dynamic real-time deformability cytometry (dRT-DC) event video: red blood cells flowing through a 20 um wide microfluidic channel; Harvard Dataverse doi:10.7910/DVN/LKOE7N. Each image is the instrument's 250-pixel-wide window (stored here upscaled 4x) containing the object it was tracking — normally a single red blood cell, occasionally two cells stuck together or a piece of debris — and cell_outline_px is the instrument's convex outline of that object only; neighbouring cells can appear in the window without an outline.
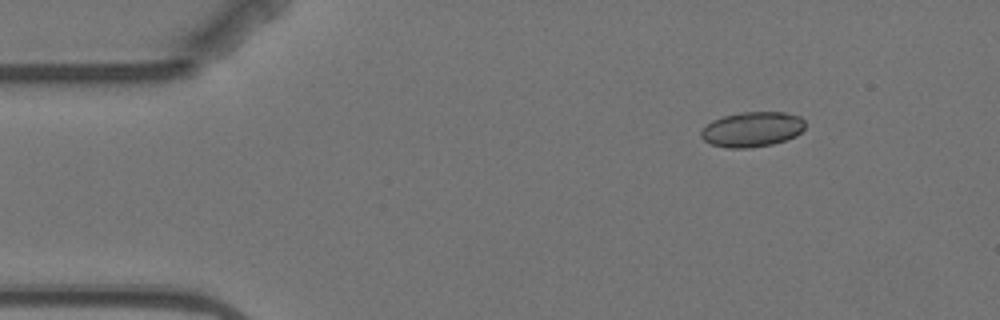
{"species": "Egyptian fruit bat (a non-hibernating species)", "species_latin": "Rousettus aegyptiacus", "temperature_condition": "warm", "stored_images_in_passage": 5, "camera_frame_rate_fps": 3000, "um_per_image_px": 0.085, "animal": {"sex": "female"}, "frame": {"image": 1, "passage_image": 2, "time_ms": 1.0, "image_size_px": [1000, 320], "cell_outline_px": [[804, 128], [796, 136], [772, 144], [748, 148], [728, 148], [712, 144], [704, 140], [700, 136], [700, 132], [712, 120], [724, 116], [740, 112], [784, 112], [800, 116], [804, 120]], "centroid_in_image_um": [63.93, 10.99], "position_along_channel_um": 21.1, "area_um2": 21.15}}
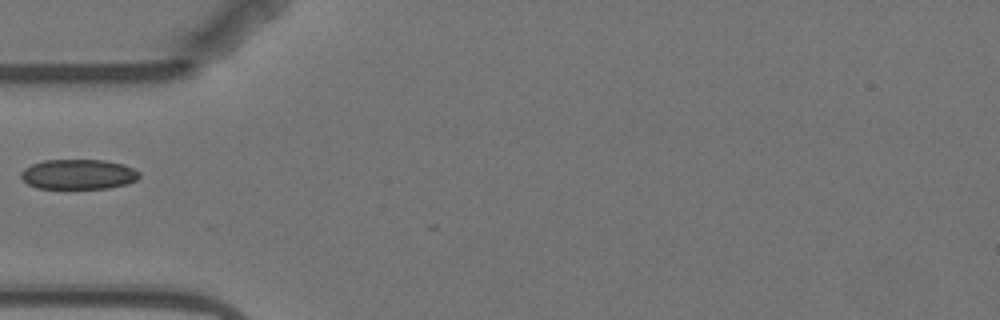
{"frame": {"image": 2, "passage_image": 5, "time_ms": 4.667, "image_size_px": [1000, 320], "cell_outline_px": [[140, 176], [136, 180], [124, 184], [108, 188], [36, 188], [28, 184], [20, 176], [20, 172], [24, 168], [32, 164], [44, 160], [104, 160], [124, 164], [140, 172]], "centroid_in_image_um": [6.64, 14.81], "position_along_channel_um": 78.4, "area_um2": 20.63}}